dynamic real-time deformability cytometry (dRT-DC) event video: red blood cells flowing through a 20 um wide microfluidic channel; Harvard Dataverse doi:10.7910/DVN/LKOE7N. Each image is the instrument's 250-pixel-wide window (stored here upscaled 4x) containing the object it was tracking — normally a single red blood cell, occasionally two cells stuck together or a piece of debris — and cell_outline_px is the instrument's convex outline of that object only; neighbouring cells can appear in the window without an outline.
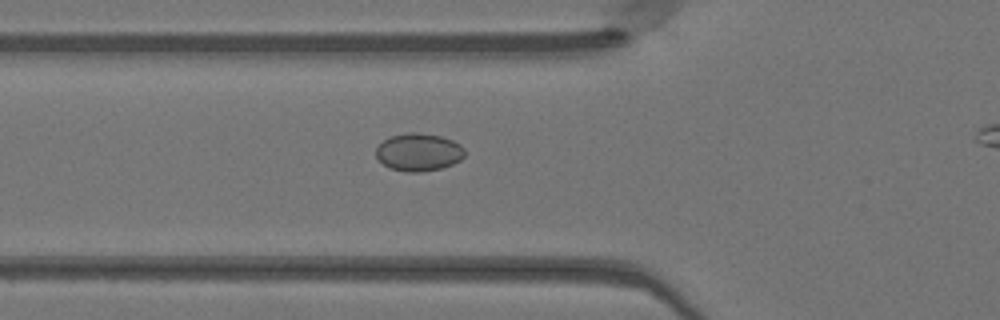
{"species": "Egyptian fruit bat (a non-hibernating species)", "species_latin": "Rousettus aegyptiacus", "temperature_condition": "warm", "stored_images_in_passage": 30, "camera_frame_rate_fps": 3000, "um_per_image_px": 0.085, "animal": {"sex": "female"}, "frame": {"image": 1, "passage_image": 4, "time_ms": 1.0, "image_size_px": [1000, 320], "cell_outline_px": [[464, 156], [460, 160], [452, 164], [440, 168], [420, 172], [408, 172], [392, 168], [384, 164], [376, 156], [376, 148], [384, 140], [392, 136], [408, 132], [416, 132], [440, 136], [452, 140], [460, 144], [464, 148]], "centroid_in_image_um": [35.6, 12.92], "position_along_channel_um": 90.2, "area_um2": 19.25}}
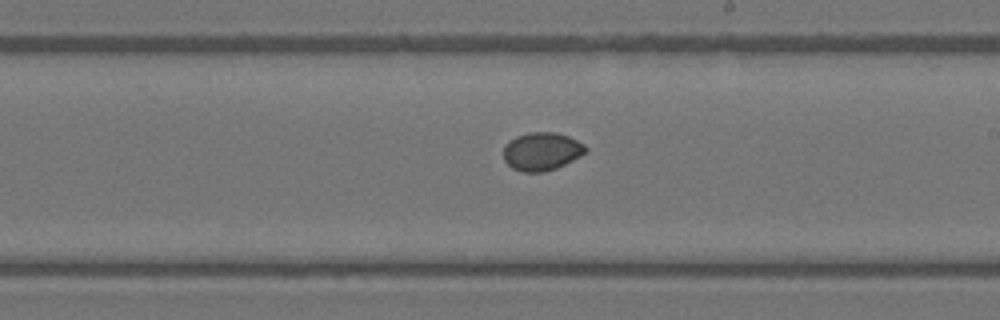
{"frame": {"image": 2, "passage_image": 15, "time_ms": 4.667, "image_size_px": [1000, 320], "cell_outline_px": [[588, 152], [556, 168], [544, 172], [520, 172], [512, 168], [504, 160], [504, 144], [516, 136], [532, 132], [556, 132], [568, 136], [584, 144], [588, 148]], "centroid_in_image_um": [46.05, 12.87], "position_along_channel_um": 243.0, "area_um2": 18.32}}
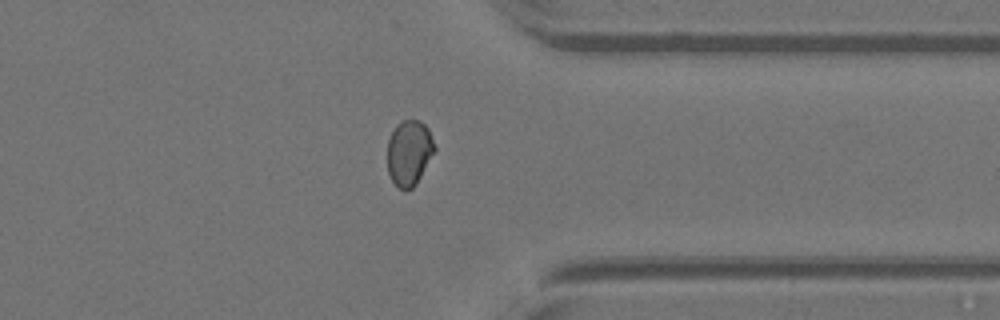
{"frame": {"image": 3, "passage_image": 25, "time_ms": 8.0, "image_size_px": [1000, 320], "cell_outline_px": [[436, 148], [416, 184], [412, 188], [404, 192], [392, 180], [388, 172], [388, 140], [396, 124], [400, 120], [420, 120], [428, 128]], "centroid_in_image_um": [34.77, 12.97], "position_along_channel_um": 376.6, "area_um2": 17.92}}